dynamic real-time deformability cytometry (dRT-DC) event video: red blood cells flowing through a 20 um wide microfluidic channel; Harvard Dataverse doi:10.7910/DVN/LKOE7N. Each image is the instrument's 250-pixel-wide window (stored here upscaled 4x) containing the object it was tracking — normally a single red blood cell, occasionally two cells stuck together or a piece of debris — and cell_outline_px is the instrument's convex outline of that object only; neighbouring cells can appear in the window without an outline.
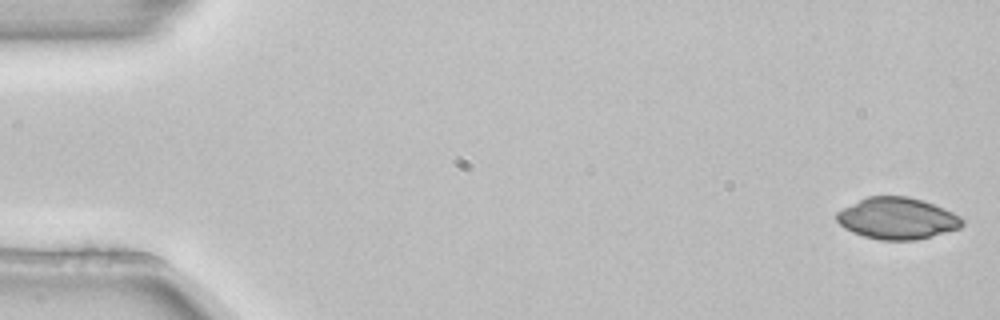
{"species": "common noctule bat (a hibernating species)", "species_latin": "Nyctalus noctula", "temperature_condition": "room temperature", "stored_images_in_passage": 4, "camera_frame_rate_fps": 3000, "um_per_image_px": 0.085, "animal": {"sex": "female", "body_mass_g": 22.7, "forearm_length_mm": 54.2}, "frame": {"image": 1, "passage_image": 1, "time_ms": 0.0, "image_size_px": [1000, 320], "cell_outline_px": [[964, 224], [960, 228], [932, 236], [916, 240], [880, 240], [864, 236], [852, 232], [844, 228], [836, 220], [836, 212], [868, 196], [908, 196], [924, 200], [944, 208], [960, 216], [964, 220]], "centroid_in_image_um": [76.28, 18.56], "position_along_channel_um": 8.7, "area_um2": 30.46}}